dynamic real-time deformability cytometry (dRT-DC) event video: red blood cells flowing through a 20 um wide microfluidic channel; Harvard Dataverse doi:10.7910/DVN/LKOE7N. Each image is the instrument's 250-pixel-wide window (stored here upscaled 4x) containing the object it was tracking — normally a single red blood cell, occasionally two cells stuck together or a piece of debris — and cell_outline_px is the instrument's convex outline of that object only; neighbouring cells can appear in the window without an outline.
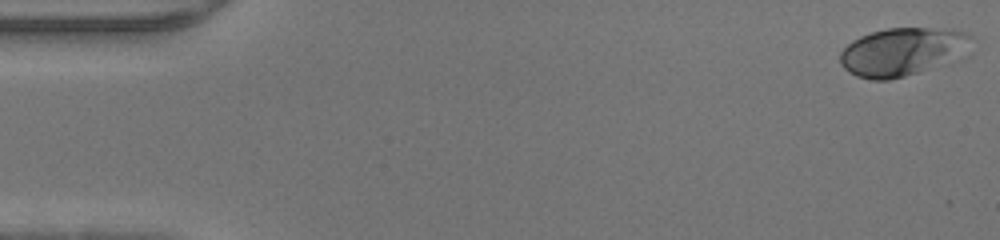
{"species": "human", "species_latin": "Homo sapiens", "temperature_condition": "warm", "stored_images_in_passage": 47, "camera_frame_rate_fps": 3000, "um_per_image_px": 0.085, "donor": {"sex": "male"}, "frame": {"image": 1, "passage_image": 1, "time_ms": 0.0, "image_size_px": [1000, 240], "cell_outline_px": [[972, 56], [960, 60], [904, 76], [888, 80], [872, 80], [856, 76], [848, 72], [840, 64], [840, 52], [852, 40], [860, 36], [872, 32], [888, 28], [952, 28], [968, 32], [972, 36]], "centroid_in_image_um": [76.85, 4.39], "position_along_channel_um": 8.1, "area_um2": 38.03}}
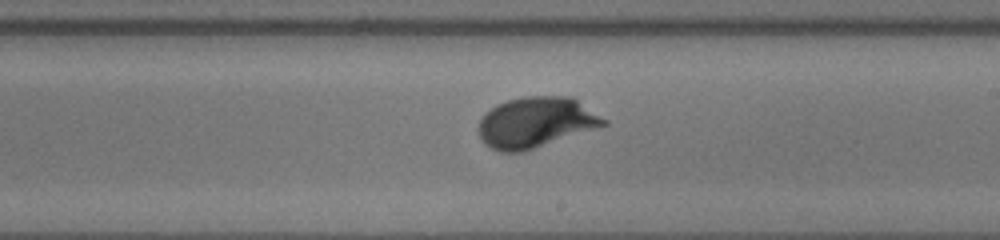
{"frame": {"image": 2, "passage_image": 27, "time_ms": 8.667, "image_size_px": [1000, 240], "cell_outline_px": [[608, 124], [524, 152], [500, 152], [484, 144], [480, 140], [476, 128], [480, 116], [484, 112], [496, 104], [508, 100], [524, 96], [572, 96], [608, 120]], "centroid_in_image_um": [45.49, 10.4], "position_along_channel_um": 243.5, "area_um2": 37.45}}
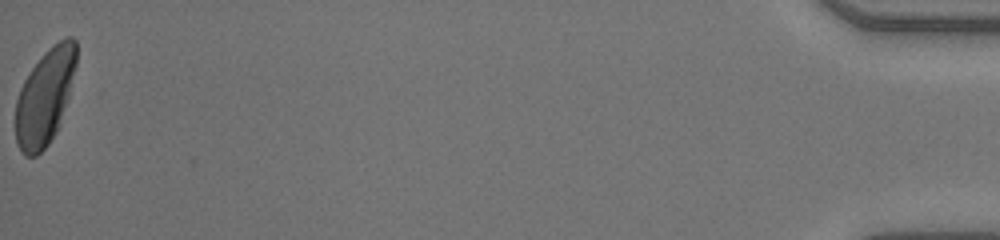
{"frame": {"image": 3, "passage_image": 47, "time_ms": 15.333, "image_size_px": [1000, 240], "cell_outline_px": [[76, 64], [68, 96], [60, 124], [56, 132], [48, 144], [36, 156], [24, 156], [20, 152], [16, 144], [16, 100], [20, 88], [24, 80], [32, 68], [44, 52], [52, 44], [68, 36], [72, 36], [76, 40]], "centroid_in_image_um": [3.81, 8.24], "position_along_channel_um": 431.4, "area_um2": 33.76}}